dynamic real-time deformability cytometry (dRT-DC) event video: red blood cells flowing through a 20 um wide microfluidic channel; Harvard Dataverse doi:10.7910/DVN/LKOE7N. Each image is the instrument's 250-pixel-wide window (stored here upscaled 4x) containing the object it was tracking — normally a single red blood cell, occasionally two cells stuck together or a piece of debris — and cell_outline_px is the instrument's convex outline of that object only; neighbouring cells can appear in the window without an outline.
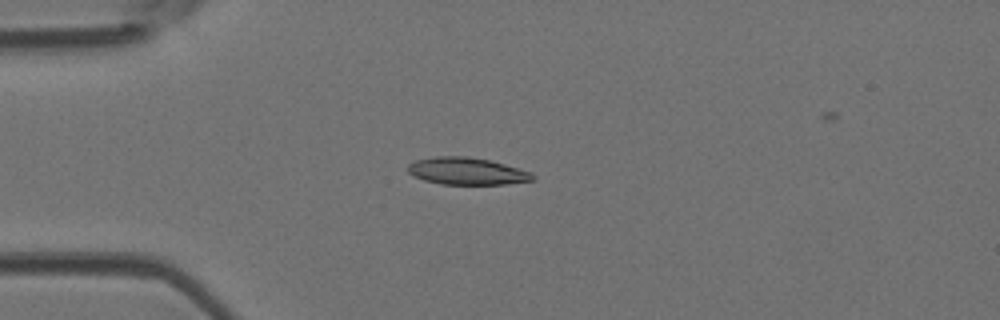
{"species": "Egyptian fruit bat (a non-hibernating species)", "species_latin": "Rousettus aegyptiacus", "temperature_condition": "room temperature", "stored_images_in_passage": 4, "camera_frame_rate_fps": 3000, "um_per_image_px": 0.085, "animal": {"sex": "female"}, "frame": {"image": 1, "passage_image": 3, "time_ms": 0.667, "image_size_px": [1000, 320], "cell_outline_px": [[536, 180], [508, 184], [440, 184], [424, 180], [412, 176], [408, 172], [408, 164], [416, 160], [436, 156], [468, 156], [488, 160], [504, 164], [532, 172], [536, 176]], "centroid_in_image_um": [39.7, 14.55], "position_along_channel_um": 45.3, "area_um2": 19.88}}